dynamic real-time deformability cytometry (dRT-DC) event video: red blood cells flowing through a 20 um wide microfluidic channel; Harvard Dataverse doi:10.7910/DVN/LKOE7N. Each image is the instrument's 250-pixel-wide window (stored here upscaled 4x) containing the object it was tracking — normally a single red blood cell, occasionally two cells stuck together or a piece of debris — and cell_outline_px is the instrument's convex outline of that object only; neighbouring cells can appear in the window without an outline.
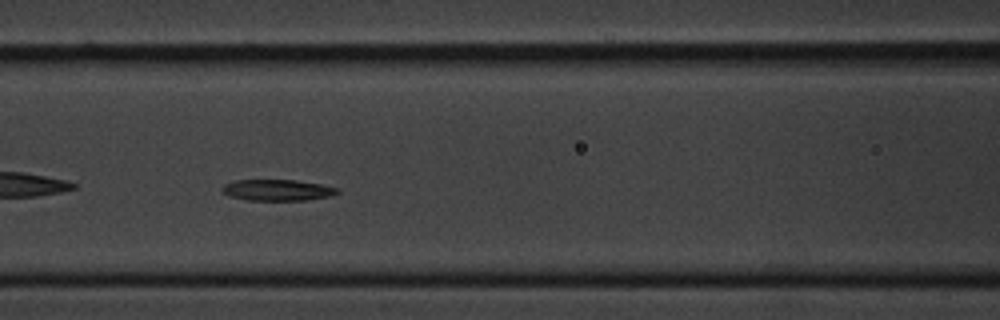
{"species": "common noctule bat (a hibernating species)", "species_latin": "Nyctalus noctula", "temperature_condition": "cold", "stored_images_in_passage": 44, "camera_frame_rate_fps": 3000, "um_per_image_px": 0.085, "animal": {"sex": "male", "body_mass_g": 20.1, "forearm_length_mm": 53.5}, "frame": {"image": 1, "passage_image": 9, "time_ms": 2.667, "image_size_px": [1000, 320], "cell_outline_px": [[340, 192], [332, 196], [308, 200], [248, 200], [228, 196], [220, 192], [220, 188], [224, 184], [232, 180], [296, 180], [320, 184], [340, 188]], "centroid_in_image_um": [23.56, 16.16], "position_along_channel_um": 143.0, "area_um2": 14.51}}
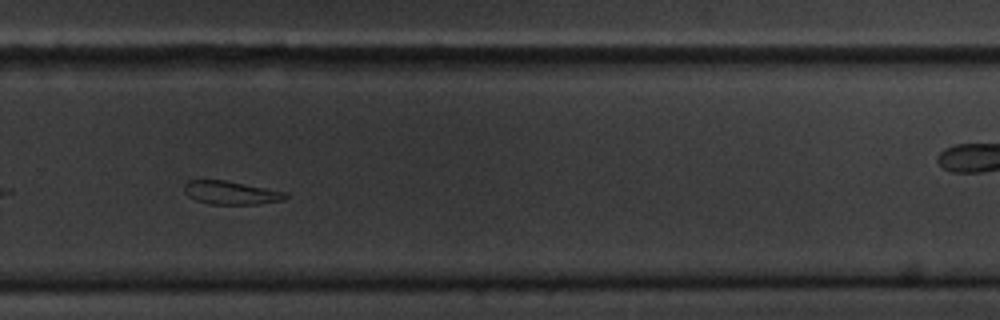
{"frame": {"image": 2, "passage_image": 24, "time_ms": 7.667, "image_size_px": [1000, 320], "cell_outline_px": [[288, 196], [284, 200], [256, 204], [212, 204], [196, 200], [188, 196], [184, 192], [184, 184], [188, 180], [224, 180], [288, 192]], "centroid_in_image_um": [19.64, 16.38], "position_along_channel_um": 310.2, "area_um2": 13.76}}
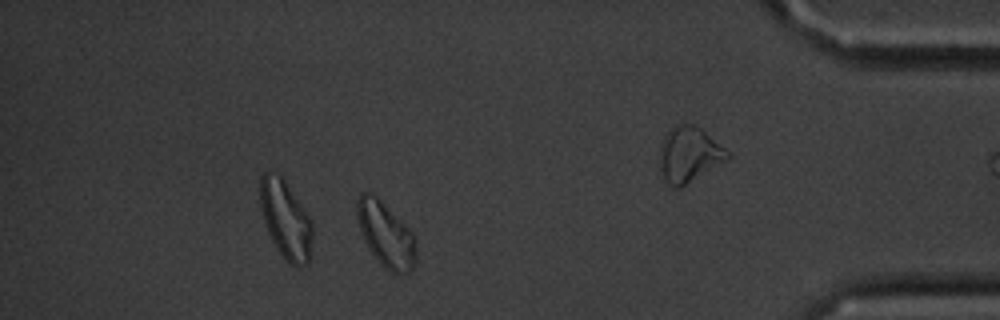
{"frame": {"image": 3, "passage_image": 36, "time_ms": 11.667, "image_size_px": [1000, 320], "cell_outline_px": [[416, 264], [412, 272], [400, 276], [396, 276], [384, 268], [380, 264], [368, 248], [364, 240], [356, 216], [356, 204], [360, 196], [364, 192], [368, 192], [376, 196], [412, 232], [416, 244]], "centroid_in_image_um": [32.82, 20.03], "position_along_channel_um": 402.4, "area_um2": 22.48}, "authors_computed_cell_mechanics": {"area_um2": 15.028, "velocity_mm_per_s": 3.3531, "shape_relaxation_time_tau1_ms": 8.2287, "shape_relaxation_time_tau2_ms": null, "deformation_change_tau1": 0.1608, "deformation_change_tau2": null}}